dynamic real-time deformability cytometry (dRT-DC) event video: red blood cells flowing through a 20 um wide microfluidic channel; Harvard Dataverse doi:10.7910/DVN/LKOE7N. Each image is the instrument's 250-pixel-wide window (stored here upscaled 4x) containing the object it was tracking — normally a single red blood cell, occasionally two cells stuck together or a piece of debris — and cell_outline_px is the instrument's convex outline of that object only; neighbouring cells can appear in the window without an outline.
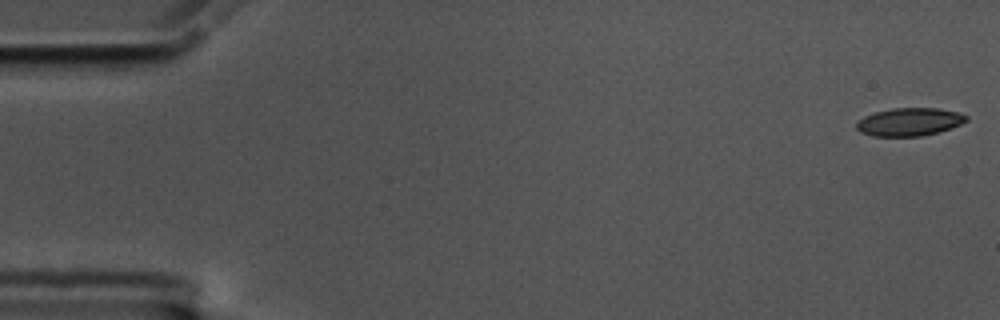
{"species": "common noctule bat (a hibernating species)", "species_latin": "Nyctalus noctula", "temperature_condition": "cold", "stored_images_in_passage": 57, "camera_frame_rate_fps": 3000, "um_per_image_px": 0.085, "animal": {"sex": "male", "body_mass_g": 17.5, "forearm_length_mm": 52.3}, "frame": {"image": 1, "passage_image": 1, "time_ms": 0.0, "image_size_px": [1000, 320], "cell_outline_px": [[968, 120], [960, 124], [936, 132], [920, 136], [872, 136], [860, 132], [856, 128], [856, 120], [864, 116], [876, 112], [892, 108], [936, 108], [960, 112], [968, 116]], "centroid_in_image_um": [77.26, 10.35], "position_along_channel_um": 7.7, "area_um2": 17.86}}
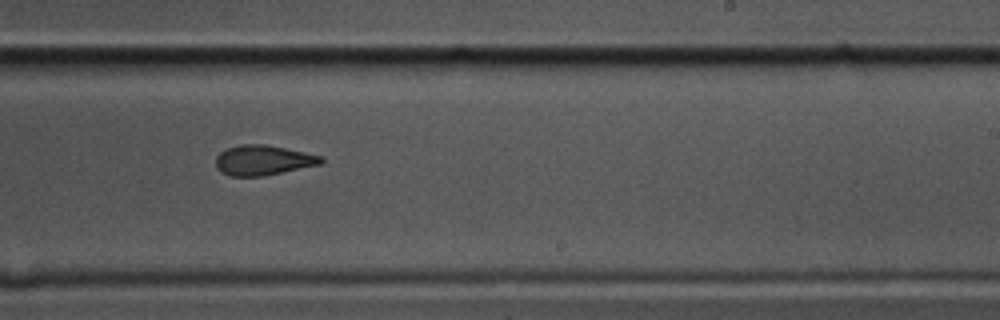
{"frame": {"image": 2, "passage_image": 35, "time_ms": 11.333, "image_size_px": [1000, 320], "cell_outline_px": [[324, 160], [320, 164], [264, 176], [228, 176], [220, 172], [216, 168], [216, 156], [220, 152], [228, 148], [240, 144], [264, 144], [324, 156]], "centroid_in_image_um": [22.34, 13.62], "position_along_channel_um": 266.7, "area_um2": 18.44}}
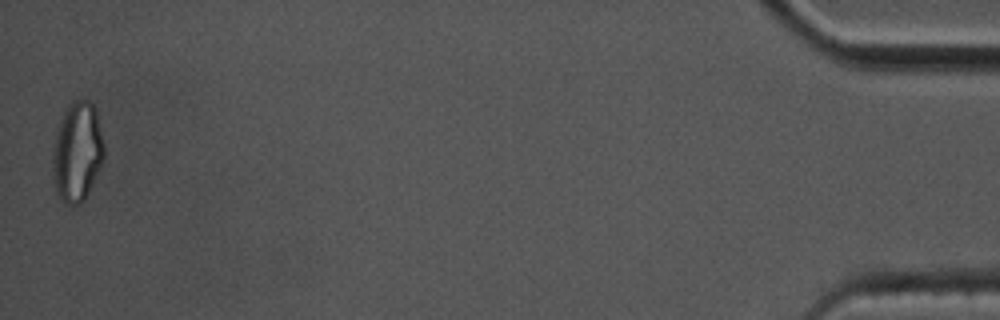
{"frame": {"image": 3, "passage_image": 57, "time_ms": 18.667, "image_size_px": [1000, 320], "cell_outline_px": [[104, 160], [84, 200], [76, 208], [64, 204], [56, 192], [52, 176], [52, 148], [56, 132], [64, 112], [68, 104], [72, 100], [88, 100], [96, 108], [104, 144]], "centroid_in_image_um": [6.55, 12.94], "position_along_channel_um": 428.7, "area_um2": 30.4}, "authors_computed_cell_mechanics": {"area_um2": 19.074, "velocity_mm_per_s": 3.4932, "shape_relaxation_time_tau1_ms": 6.346, "shape_relaxation_time_tau2_ms": 2.4321, "deformation_change_tau1": 0.1776, "deformation_change_tau2": 0.0992}}